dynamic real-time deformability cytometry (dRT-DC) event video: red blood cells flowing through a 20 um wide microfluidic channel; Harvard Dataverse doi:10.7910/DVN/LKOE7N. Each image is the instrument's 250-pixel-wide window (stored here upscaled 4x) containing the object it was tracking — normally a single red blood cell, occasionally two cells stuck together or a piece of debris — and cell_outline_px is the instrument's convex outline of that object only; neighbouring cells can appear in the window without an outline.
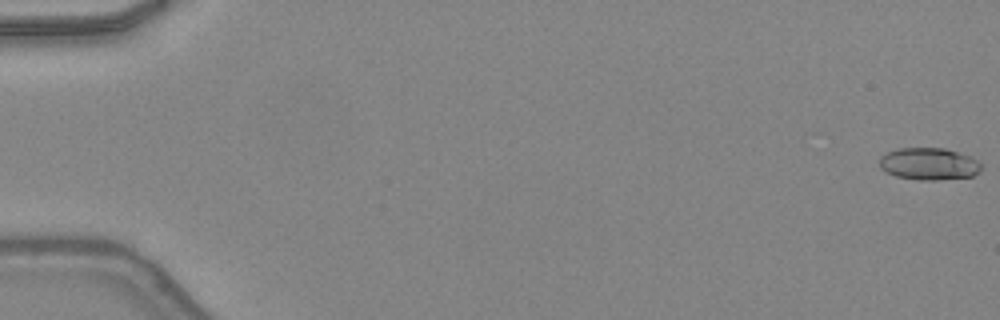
{"species": "common noctule bat (a hibernating species)", "species_latin": "Nyctalus noctula", "temperature_condition": "warm", "stored_images_in_passage": 34, "camera_frame_rate_fps": 3000, "um_per_image_px": 0.085, "animal": {"sex": "female", "body_mass_g": 24.6, "forearm_length_mm": 56.2}, "frame": {"image": 1, "passage_image": 1, "time_ms": 0.0, "image_size_px": [1000, 320], "cell_outline_px": [[980, 172], [972, 176], [940, 180], [916, 180], [896, 176], [884, 172], [880, 168], [880, 156], [896, 148], [944, 148], [968, 156], [976, 160], [980, 164]], "centroid_in_image_um": [78.91, 13.94], "position_along_channel_um": 6.1, "area_um2": 19.07}}
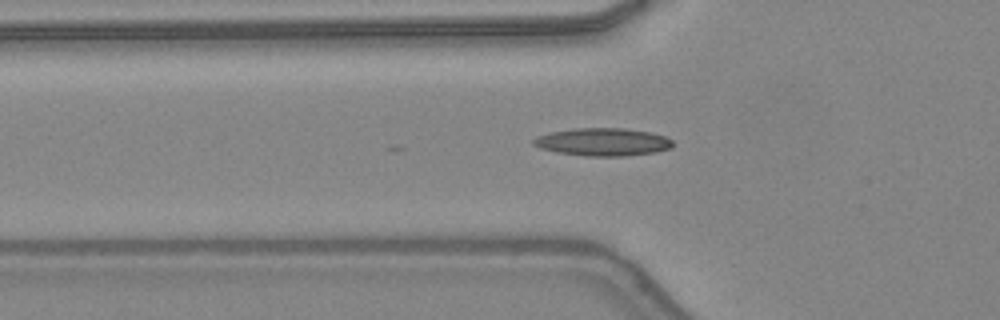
{"frame": {"image": 2, "passage_image": 18, "time_ms": 5.667, "image_size_px": [1000, 320], "cell_outline_px": [[672, 148], [656, 152], [624, 156], [584, 156], [556, 152], [540, 148], [532, 144], [532, 140], [536, 136], [548, 132], [576, 128], [624, 128], [652, 132], [664, 136], [672, 140]], "centroid_in_image_um": [51.22, 12.06], "position_along_channel_um": 74.6, "area_um2": 22.77}}
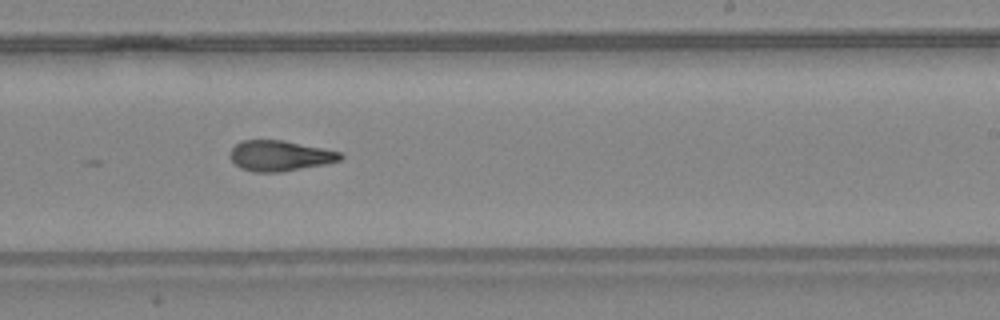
{"frame": {"image": 3, "passage_image": 31, "time_ms": 10.0, "image_size_px": [1000, 320], "cell_outline_px": [[344, 156], [340, 160], [324, 164], [280, 172], [252, 172], [240, 168], [228, 156], [228, 152], [236, 144], [244, 140], [284, 140], [340, 152]], "centroid_in_image_um": [23.74, 13.24], "position_along_channel_um": 265.3, "area_um2": 19.54}}